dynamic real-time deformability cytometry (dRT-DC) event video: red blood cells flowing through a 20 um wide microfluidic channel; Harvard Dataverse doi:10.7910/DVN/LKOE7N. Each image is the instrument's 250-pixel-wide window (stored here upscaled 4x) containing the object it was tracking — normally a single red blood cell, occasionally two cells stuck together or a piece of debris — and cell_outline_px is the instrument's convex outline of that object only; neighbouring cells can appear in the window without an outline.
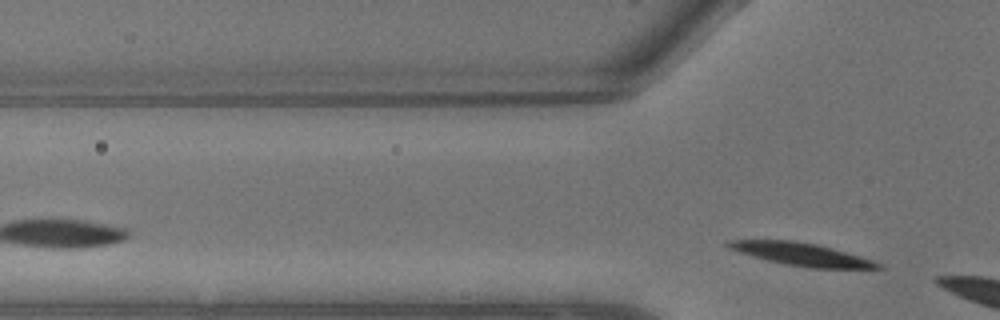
{"species": "common noctule bat (a hibernating species)", "species_latin": "Nyctalus noctula", "temperature_condition": "warm", "stored_images_in_passage": 4, "segment_of_instrument_passage": [2, 2], "camera_frame_rate_fps": 3000, "um_per_image_px": 0.085, "animal": {"sex": "male", "body_mass_g": 13.3}, "frame": {"image": 1, "passage_image": 4, "time_ms": 1.0, "image_size_px": [1000, 320], "cell_outline_px": [[884, 268], [812, 268], [784, 264], [752, 256], [728, 248], [724, 244], [728, 240], [792, 240], [816, 244], [832, 248], [860, 256], [872, 260], [880, 264]], "centroid_in_image_um": [68.09, 21.6], "position_along_channel_um": 57.7, "area_um2": 19.59}}